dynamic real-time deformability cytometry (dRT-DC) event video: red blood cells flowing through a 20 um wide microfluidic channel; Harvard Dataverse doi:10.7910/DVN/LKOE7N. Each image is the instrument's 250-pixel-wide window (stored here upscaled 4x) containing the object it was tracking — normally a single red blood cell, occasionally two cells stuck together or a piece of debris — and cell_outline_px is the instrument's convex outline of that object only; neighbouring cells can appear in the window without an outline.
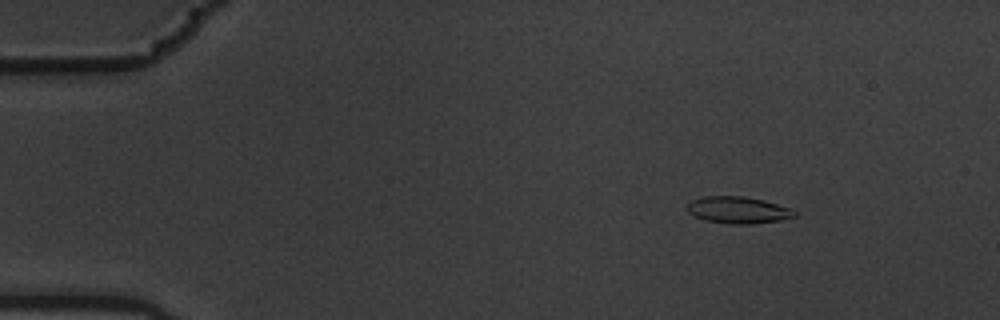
{"species": "common noctule bat (a hibernating species)", "species_latin": "Nyctalus noctula", "temperature_condition": "warm", "stored_images_in_passage": 7, "camera_frame_rate_fps": 3000, "um_per_image_px": 0.085, "animal": {"sex": "male", "body_mass_g": 19.5, "forearm_length_mm": 54.6}, "frame": {"image": 1, "passage_image": 3, "time_ms": 0.667, "image_size_px": [1000, 320], "cell_outline_px": [[796, 216], [780, 220], [752, 224], [728, 224], [704, 220], [688, 212], [688, 204], [692, 200], [704, 196], [740, 196], [764, 200], [792, 208], [796, 212]], "centroid_in_image_um": [62.76, 17.85], "position_along_channel_um": 22.2, "area_um2": 16.76}}
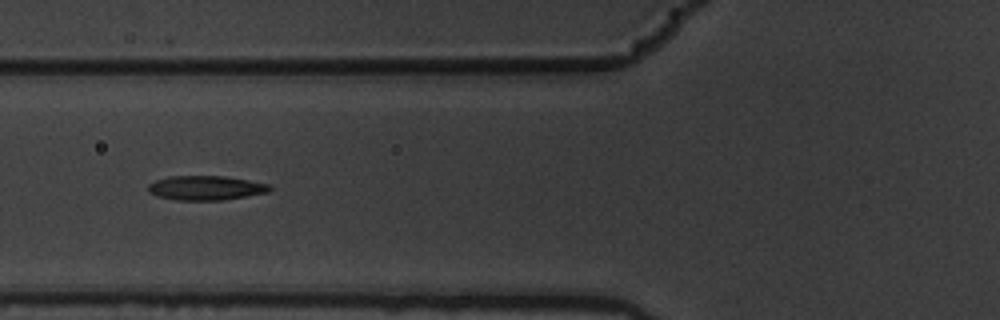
{"frame": {"image": 2, "passage_image": 7, "time_ms": 2.0, "image_size_px": [1000, 320], "cell_outline_px": [[272, 188], [268, 192], [220, 200], [176, 200], [156, 196], [148, 192], [148, 184], [156, 180], [168, 176], [224, 176], [248, 180], [268, 184]], "centroid_in_image_um": [17.44, 15.97], "position_along_channel_um": 108.4, "area_um2": 17.17}}